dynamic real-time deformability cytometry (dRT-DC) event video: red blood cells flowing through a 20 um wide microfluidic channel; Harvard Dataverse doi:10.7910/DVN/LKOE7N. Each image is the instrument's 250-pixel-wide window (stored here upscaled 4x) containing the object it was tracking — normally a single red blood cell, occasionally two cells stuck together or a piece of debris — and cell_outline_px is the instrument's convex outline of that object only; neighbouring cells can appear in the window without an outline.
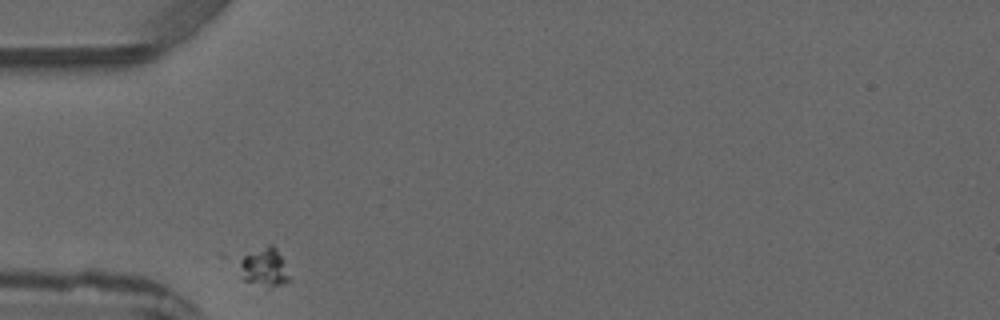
{"species": "common noctule bat (a hibernating species)", "species_latin": "Nyctalus noctula", "temperature_condition": "warm", "stored_images_in_passage": 2, "camera_frame_rate_fps": 3000, "um_per_image_px": 0.085, "animal": {"sex": "male", "forearm_length_mm": 52.5}, "frame": {"image": 1, "passage_image": 1, "time_ms": 0.0, "image_size_px": [1000, 320], "cell_outline_px": [[288, 280], [280, 284], [272, 284], [244, 280], [240, 264], [240, 260], [244, 256], [268, 244], [272, 244], [276, 248], [280, 256], [288, 276]], "centroid_in_image_um": [22.45, 22.63], "position_along_channel_um": 62.6, "area_um2": 10.0}}